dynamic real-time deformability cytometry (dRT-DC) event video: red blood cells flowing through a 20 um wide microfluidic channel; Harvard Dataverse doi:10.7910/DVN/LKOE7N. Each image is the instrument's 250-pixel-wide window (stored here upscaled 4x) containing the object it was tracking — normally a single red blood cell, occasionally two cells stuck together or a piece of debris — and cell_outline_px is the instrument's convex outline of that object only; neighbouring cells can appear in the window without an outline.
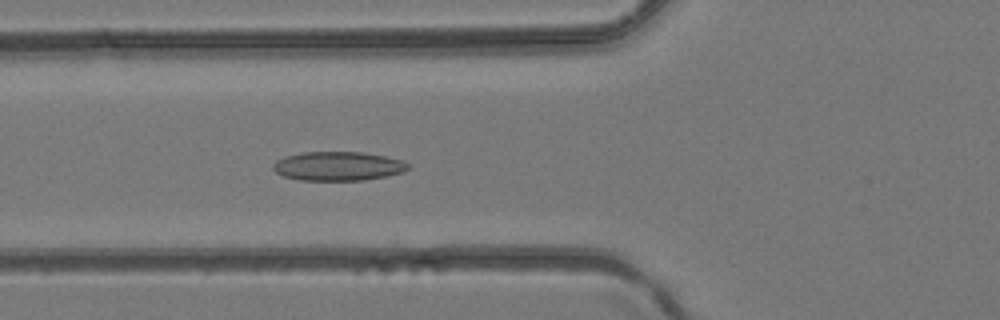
{"species": "common noctule bat (a hibernating species)", "species_latin": "Nyctalus noctula", "temperature_condition": "room temperature", "stored_images_in_passage": 41, "camera_frame_rate_fps": 3000, "um_per_image_px": 0.085, "animal": {"sex": "female", "body_mass_g": 24.6, "forearm_length_mm": 56.2}, "frame": {"image": 1, "passage_image": 15, "time_ms": 4.667, "image_size_px": [1000, 320], "cell_outline_px": [[408, 168], [404, 172], [388, 176], [364, 180], [300, 180], [284, 176], [276, 172], [272, 168], [272, 164], [276, 160], [284, 156], [304, 152], [364, 152], [384, 156], [400, 160], [408, 164]], "centroid_in_image_um": [28.71, 14.12], "position_along_channel_um": 97.1, "area_um2": 22.83}}
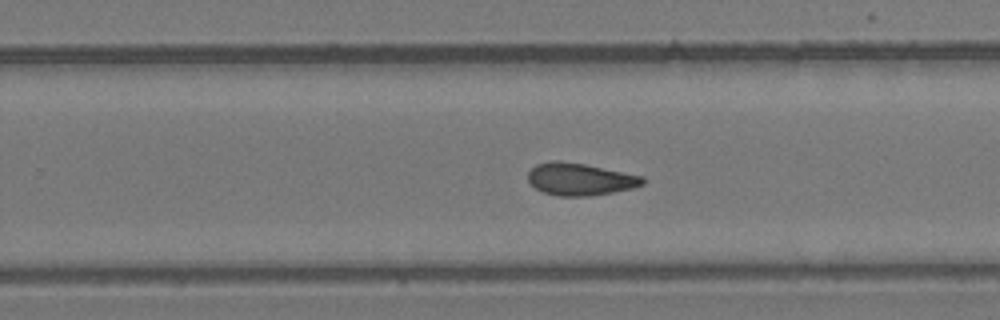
{"frame": {"image": 2, "passage_image": 26, "time_ms": 8.333, "image_size_px": [1000, 320], "cell_outline_px": [[644, 184], [632, 188], [612, 192], [588, 196], [560, 196], [544, 192], [536, 188], [528, 180], [528, 172], [536, 164], [548, 160], [560, 160], [584, 164], [644, 176]], "centroid_in_image_um": [49.29, 15.22], "position_along_channel_um": 280.5, "area_um2": 21.5}}
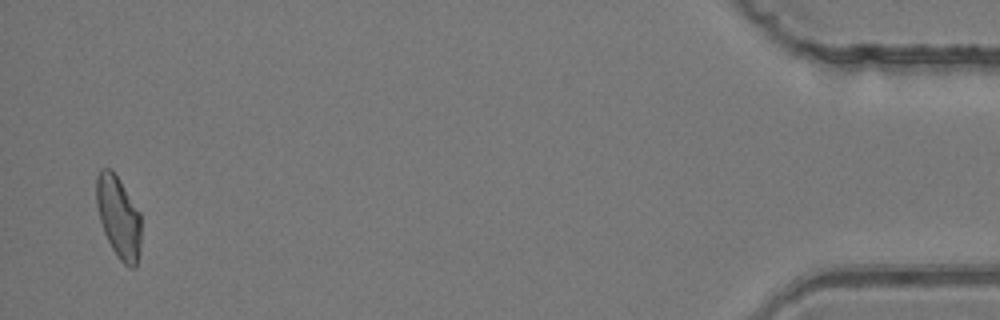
{"frame": {"image": 3, "passage_image": 40, "time_ms": 13.0, "image_size_px": [1000, 320], "cell_outline_px": [[140, 248], [136, 268], [128, 268], [116, 256], [104, 232], [100, 220], [96, 204], [96, 176], [100, 168], [112, 168], [140, 212]], "centroid_in_image_um": [10.07, 18.45], "position_along_channel_um": 425.1, "area_um2": 21.5}}